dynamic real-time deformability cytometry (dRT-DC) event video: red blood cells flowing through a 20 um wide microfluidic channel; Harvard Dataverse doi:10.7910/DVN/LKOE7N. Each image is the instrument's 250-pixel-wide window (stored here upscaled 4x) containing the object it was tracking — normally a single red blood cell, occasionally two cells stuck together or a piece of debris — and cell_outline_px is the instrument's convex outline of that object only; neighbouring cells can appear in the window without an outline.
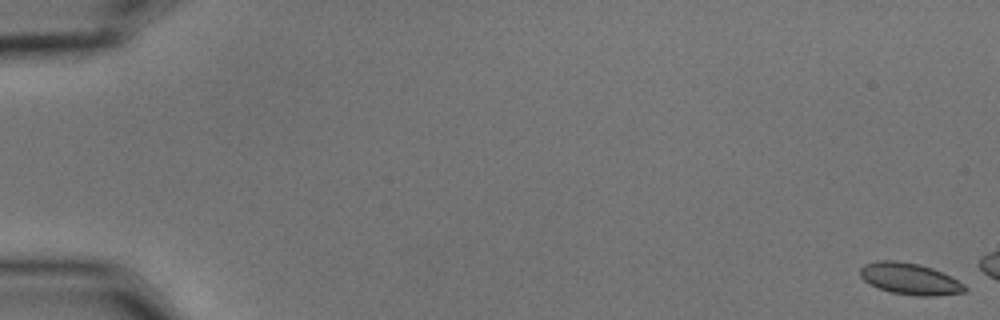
{"species": "common noctule bat (a hibernating species)", "species_latin": "Nyctalus noctula", "temperature_condition": "cold", "stored_images_in_passage": 10, "camera_frame_rate_fps": 3000, "um_per_image_px": 0.085, "animal": {"sex": "male", "body_mass_g": 15.6}, "frame": {"image": 1, "passage_image": 1, "time_ms": 0.0, "image_size_px": [1000, 320], "cell_outline_px": [[968, 288], [964, 292], [936, 296], [916, 296], [892, 292], [880, 288], [864, 280], [860, 276], [860, 268], [864, 264], [880, 260], [896, 260], [920, 264], [932, 268], [964, 284]], "centroid_in_image_um": [77.33, 23.69], "position_along_channel_um": 7.7, "area_um2": 19.02}}